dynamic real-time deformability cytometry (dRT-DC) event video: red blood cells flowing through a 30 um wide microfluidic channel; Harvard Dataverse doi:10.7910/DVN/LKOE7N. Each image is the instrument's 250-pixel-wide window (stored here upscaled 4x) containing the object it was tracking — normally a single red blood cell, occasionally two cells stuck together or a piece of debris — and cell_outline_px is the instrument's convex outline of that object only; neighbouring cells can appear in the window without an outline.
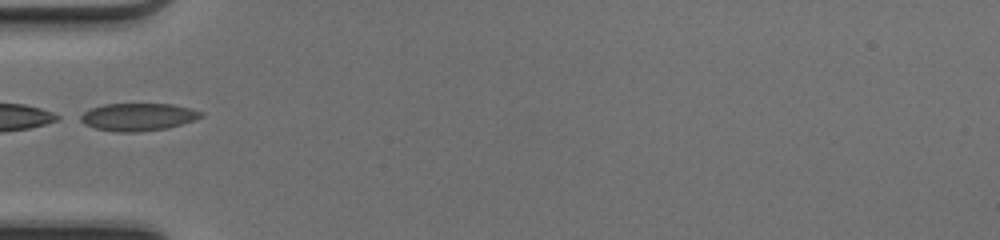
{"species": "common noctule bat (a hibernating species)", "species_latin": "Nyctalus noctula", "temperature_condition": "cold", "stored_images_in_passage": 32, "camera_frame_rate_fps": 3000, "um_per_image_px": 0.085, "animal": {"sex": "female", "body_mass_g": 17.0, "forearm_length_mm": 48.0}, "frame": {"image": 1, "passage_image": 1, "time_ms": 0.0, "image_size_px": [1000, 240], "cell_outline_px": [[204, 116], [168, 128], [136, 132], [116, 132], [96, 128], [84, 124], [76, 120], [76, 116], [92, 108], [104, 104], [172, 104], [204, 112]], "centroid_in_image_um": [11.66, 9.94], "position_along_channel_um": 73.3, "area_um2": 19.42}, "authors_computed_cell_mechanics": {"area_um2": 18.7561, "velocity_mm_per_s": 4.2474, "shape_relaxation_time_tau1_ms": null, "shape_relaxation_time_tau2_ms": 0.8178, "deformation_change_tau1": null, "deformation_change_tau2": 0.0472}}